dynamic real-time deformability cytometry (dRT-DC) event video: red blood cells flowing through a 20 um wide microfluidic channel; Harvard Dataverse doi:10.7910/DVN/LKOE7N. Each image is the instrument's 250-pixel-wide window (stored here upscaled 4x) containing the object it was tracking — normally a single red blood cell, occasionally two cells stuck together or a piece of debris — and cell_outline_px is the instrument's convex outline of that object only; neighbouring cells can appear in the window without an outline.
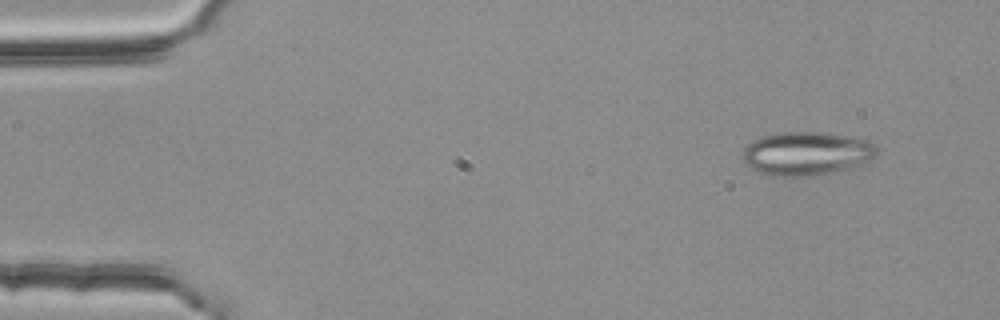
{"species": "common noctule bat (a hibernating species)", "species_latin": "Nyctalus noctula", "temperature_condition": "room temperature", "stored_images_in_passage": 5, "camera_frame_rate_fps": 3000, "um_per_image_px": 0.085, "animal": {"sex": "female", "body_mass_g": 25.1}, "frame": {"image": 1, "passage_image": 5, "time_ms": 1.333, "image_size_px": [1000, 320], "cell_outline_px": [[880, 148], [876, 156], [872, 160], [844, 168], [812, 176], [772, 176], [760, 172], [744, 164], [740, 156], [744, 148], [748, 144], [760, 136], [784, 132], [820, 132], [868, 140], [876, 144]], "centroid_in_image_um": [68.52, 13.04], "position_along_channel_um": 16.5, "area_um2": 33.99}}